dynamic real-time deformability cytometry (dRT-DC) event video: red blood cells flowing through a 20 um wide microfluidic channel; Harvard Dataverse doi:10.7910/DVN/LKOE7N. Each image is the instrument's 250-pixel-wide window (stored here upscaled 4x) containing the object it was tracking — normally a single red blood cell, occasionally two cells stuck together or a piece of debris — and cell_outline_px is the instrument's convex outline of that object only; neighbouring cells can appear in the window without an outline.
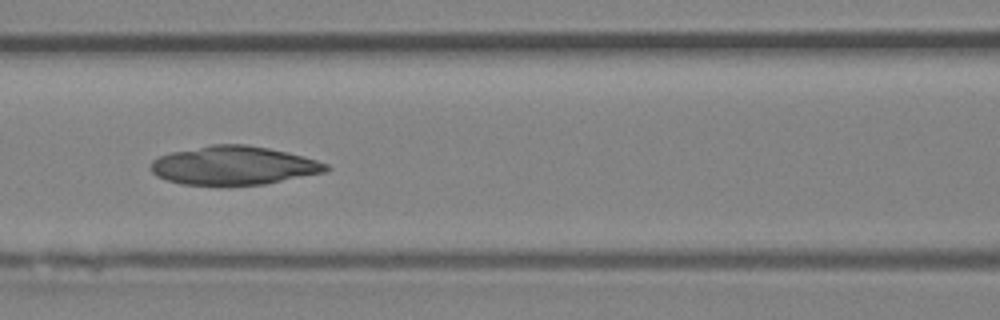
{"species": "Egyptian fruit bat (a non-hibernating species)", "species_latin": "Rousettus aegyptiacus", "temperature_condition": "room temperature", "stored_images_in_passage": 46, "camera_frame_rate_fps": 3000, "um_per_image_px": 0.085, "animal": {"sex": "female"}, "frame": {"image": 1, "passage_image": 20, "time_ms": 6.333, "image_size_px": [1000, 320], "cell_outline_px": [[332, 168], [324, 172], [264, 184], [184, 184], [168, 180], [156, 176], [152, 172], [152, 160], [160, 156], [172, 152], [212, 144], [244, 144], [268, 148], [316, 160], [328, 164]], "centroid_in_image_um": [19.86, 14.06], "position_along_channel_um": 146.7, "area_um2": 38.73}}
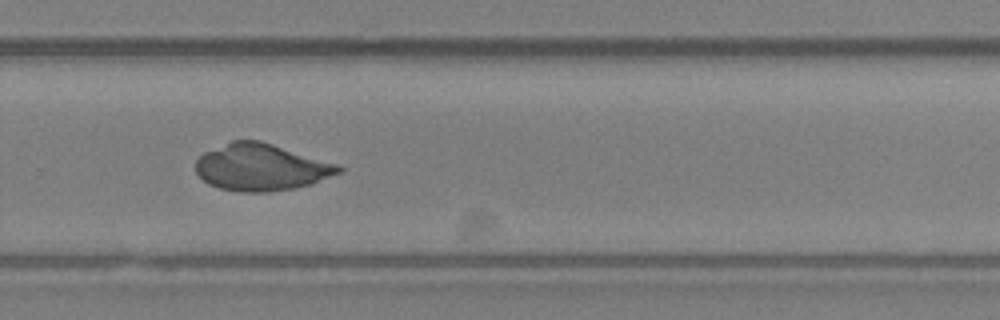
{"frame": {"image": 2, "passage_image": 31, "time_ms": 10.0, "image_size_px": [1000, 320], "cell_outline_px": [[344, 172], [296, 188], [268, 192], [240, 192], [220, 188], [208, 184], [196, 172], [196, 160], [204, 152], [232, 140], [260, 140], [336, 164], [344, 168]], "centroid_in_image_um": [22.18, 14.22], "position_along_channel_um": 307.6, "area_um2": 38.78}}
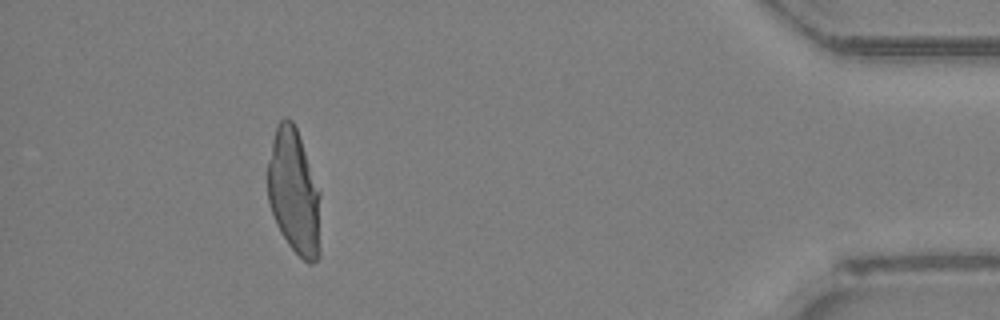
{"frame": {"image": 3, "passage_image": 42, "time_ms": 13.667, "image_size_px": [1000, 320], "cell_outline_px": [[320, 256], [312, 264], [308, 264], [288, 244], [280, 232], [276, 224], [268, 200], [268, 164], [272, 140], [276, 124], [284, 116], [288, 116], [292, 120], [296, 128], [320, 192]], "centroid_in_image_um": [24.99, 16.34], "position_along_channel_um": 410.2, "area_um2": 38.73}}